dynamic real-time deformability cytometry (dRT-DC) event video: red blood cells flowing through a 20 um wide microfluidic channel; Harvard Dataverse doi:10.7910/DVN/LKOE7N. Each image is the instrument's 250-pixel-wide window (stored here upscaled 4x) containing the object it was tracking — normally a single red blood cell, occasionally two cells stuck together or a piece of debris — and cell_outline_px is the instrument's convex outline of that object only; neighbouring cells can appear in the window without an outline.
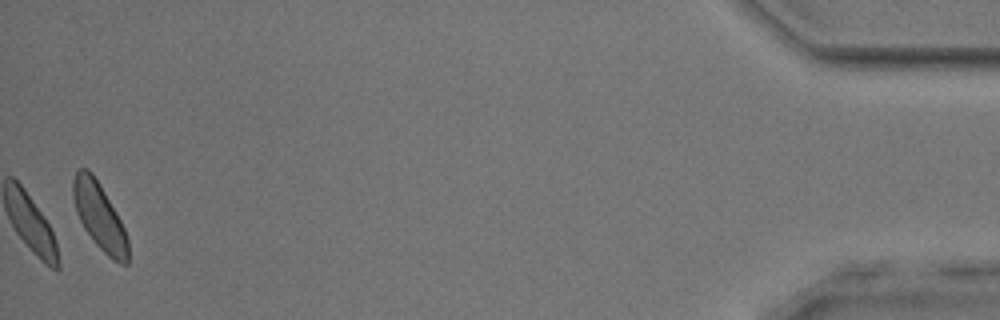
{"species": "common noctule bat (a hibernating species)", "species_latin": "Nyctalus noctula", "temperature_condition": "room temperature", "stored_images_in_passage": 40, "camera_frame_rate_fps": 3000, "um_per_image_px": 0.085, "animal": {"sex": "male", "body_mass_g": 17.9, "forearm_length_mm": 54.2}, "frame": {"image": 1, "passage_image": 40, "time_ms": 13.0, "image_size_px": [1000, 320], "cell_outline_px": [[128, 264], [120, 264], [112, 260], [96, 244], [84, 228], [76, 212], [72, 196], [72, 180], [76, 168], [88, 168], [92, 172], [100, 184], [116, 212], [124, 228], [128, 240]], "centroid_in_image_um": [8.43, 18.36], "position_along_channel_um": 426.8, "area_um2": 21.44}, "authors_computed_cell_mechanics": {"area_um2": 19.1318, "velocity_mm_per_s": 3.7812, "shape_relaxation_time_tau1_ms": 1.5219, "shape_relaxation_time_tau2_ms": 3.4283, "deformation_change_tau1": 0.0961, "deformation_change_tau2": 0.1026}}